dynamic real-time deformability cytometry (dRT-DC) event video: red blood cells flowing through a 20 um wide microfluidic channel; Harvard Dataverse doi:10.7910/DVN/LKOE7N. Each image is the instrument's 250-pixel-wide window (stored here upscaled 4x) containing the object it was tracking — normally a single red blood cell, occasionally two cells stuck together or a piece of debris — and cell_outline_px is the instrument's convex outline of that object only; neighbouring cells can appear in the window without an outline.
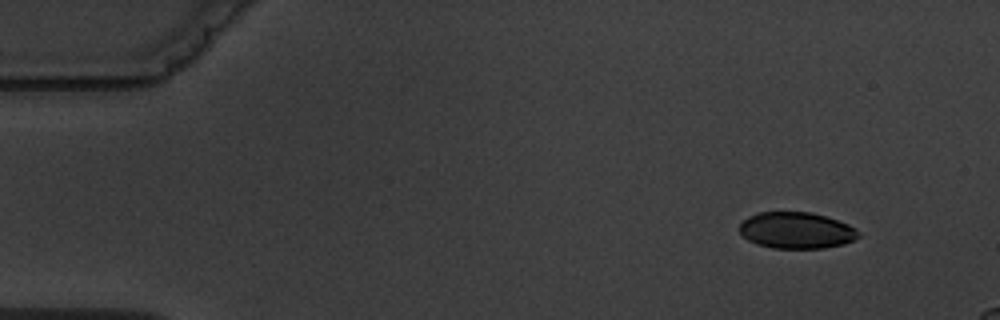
{"species": "common noctule bat (a hibernating species)", "species_latin": "Nyctalus noctula", "temperature_condition": "warm", "stored_images_in_passage": 5, "camera_frame_rate_fps": 3000, "um_per_image_px": 0.085, "animal": {"sex": "male", "body_mass_g": 19.5, "forearm_length_mm": 54.6}, "frame": {"image": 1, "passage_image": 2, "time_ms": 1.333, "image_size_px": [1000, 320], "cell_outline_px": [[860, 236], [844, 244], [824, 248], [772, 248], [756, 244], [748, 240], [740, 232], [740, 224], [748, 216], [760, 212], [812, 212], [848, 224], [856, 228], [860, 232]], "centroid_in_image_um": [67.7, 19.58], "position_along_channel_um": 17.3, "area_um2": 25.2}}